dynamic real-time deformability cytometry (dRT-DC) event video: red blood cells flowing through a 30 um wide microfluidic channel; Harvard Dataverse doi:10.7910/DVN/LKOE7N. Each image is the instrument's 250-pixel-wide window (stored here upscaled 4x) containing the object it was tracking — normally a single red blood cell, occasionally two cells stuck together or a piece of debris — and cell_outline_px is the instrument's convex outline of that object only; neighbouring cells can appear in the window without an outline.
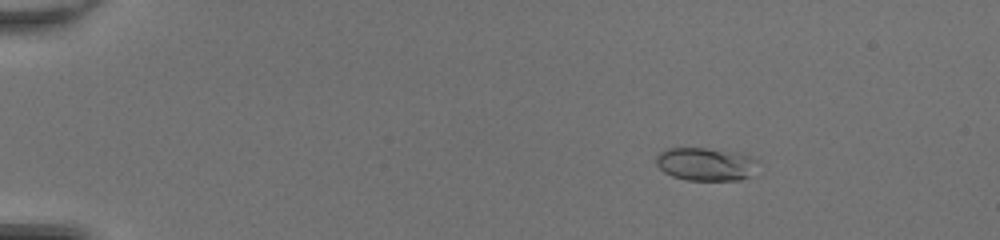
{"species": "common noctule bat (a hibernating species)", "species_latin": "Nyctalus noctula", "temperature_condition": "room temperature", "stored_images_in_passage": 50, "camera_frame_rate_fps": 3000, "um_per_image_px": 0.085, "animal": {"sex": "female", "body_mass_g": 20.0, "forearm_length_mm": 54.0}, "frame": {"image": 1, "passage_image": 9, "time_ms": 2.667, "image_size_px": [1000, 240], "cell_outline_px": [[760, 160], [748, 176], [740, 180], [688, 180], [672, 176], [664, 172], [656, 164], [656, 156], [660, 152], [668, 148], [704, 148], [740, 152]], "centroid_in_image_um": [59.98, 13.94], "position_along_channel_um": 25.0, "area_um2": 19.65}}
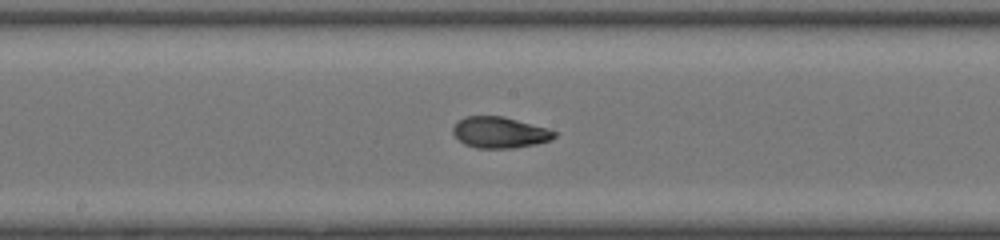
{"frame": {"image": 2, "passage_image": 29, "time_ms": 9.333, "image_size_px": [1000, 240], "cell_outline_px": [[556, 136], [552, 140], [536, 144], [512, 148], [476, 148], [464, 144], [452, 132], [452, 128], [456, 120], [464, 116], [504, 116], [548, 128], [556, 132]], "centroid_in_image_um": [42.47, 11.25], "position_along_channel_um": 205.7, "area_um2": 18.61}}
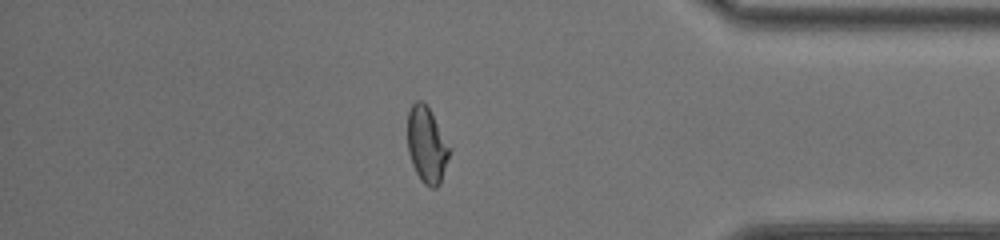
{"frame": {"image": 3, "passage_image": 44, "time_ms": 14.333, "image_size_px": [1000, 240], "cell_outline_px": [[452, 148], [440, 184], [436, 188], [432, 188], [424, 184], [420, 180], [412, 164], [408, 152], [408, 112], [412, 104], [416, 100], [420, 100], [428, 108]], "centroid_in_image_um": [36.29, 12.35], "position_along_channel_um": 398.9, "area_um2": 18.55}, "authors_computed_cell_mechanics": {"area_um2": 18.6116, "velocity_mm_per_s": 4.3174, "shape_relaxation_time_tau1_ms": 4.0867, "shape_relaxation_time_tau2_ms": 1.1759, "deformation_change_tau1": 0.1517, "deformation_change_tau2": 0.0648}}